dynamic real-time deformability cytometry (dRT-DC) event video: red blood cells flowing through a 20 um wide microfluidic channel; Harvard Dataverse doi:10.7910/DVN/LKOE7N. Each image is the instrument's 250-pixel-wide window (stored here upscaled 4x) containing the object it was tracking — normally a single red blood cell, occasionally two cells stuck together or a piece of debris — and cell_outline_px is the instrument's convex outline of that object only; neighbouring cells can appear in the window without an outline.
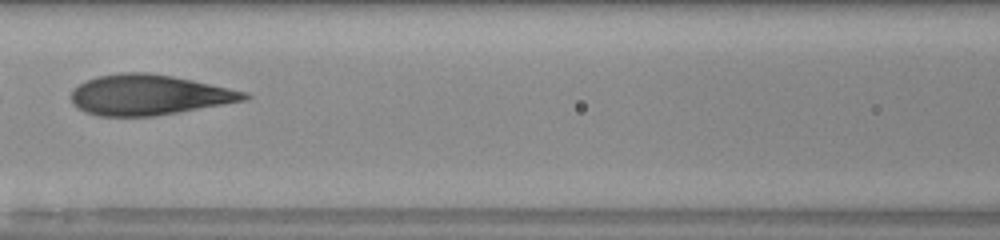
{"species": "human", "species_latin": "Homo sapiens", "temperature_condition": "room temperature", "stored_images_in_passage": 29, "camera_frame_rate_fps": 3000, "um_per_image_px": 0.085, "donor": {"sex": "male"}, "frame": {"image": 1, "passage_image": 9, "time_ms": 2.667, "image_size_px": [1000, 240], "cell_outline_px": [[252, 96], [244, 100], [180, 112], [156, 116], [96, 116], [80, 108], [72, 100], [72, 92], [80, 84], [96, 76], [120, 72], [144, 72], [172, 76], [192, 80], [244, 92]], "centroid_in_image_um": [12.64, 8.06], "position_along_channel_um": 154.0, "area_um2": 40.06}, "authors_computed_cell_mechanics": {"area_um2": 40.6334, "velocity_mm_per_s": 4.0228, "shape_relaxation_time_tau1_ms": 7.1968, "shape_relaxation_time_tau2_ms": 1.0394, "deformation_change_tau1": 0.2437, "deformation_change_tau2": 0.088}}